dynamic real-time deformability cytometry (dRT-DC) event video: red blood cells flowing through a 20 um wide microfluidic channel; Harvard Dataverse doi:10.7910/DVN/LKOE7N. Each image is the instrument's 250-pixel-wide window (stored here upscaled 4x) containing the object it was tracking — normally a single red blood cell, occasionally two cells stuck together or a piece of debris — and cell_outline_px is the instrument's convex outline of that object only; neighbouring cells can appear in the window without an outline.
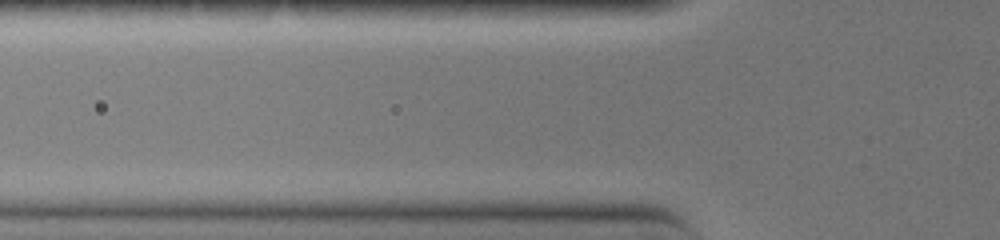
{"species": "common noctule bat (a hibernating species)", "species_latin": "Nyctalus noctula", "temperature_condition": "warm", "stored_images_in_passage": 4, "camera_frame_rate_fps": 3000, "um_per_image_px": 0.085, "animal": {"sex": "female", "body_mass_g": 19.0, "forearm_length_mm": 51.5}, "frame": {"image": 1, "passage_image": 3, "time_ms": 0.667, "image_size_px": [1000, 240], "cell_outline_px": [[636, 160], [624, 168], [564, 168], [488, 164], [488, 160], [500, 156], [556, 156]], "centroid_in_image_um": [47.66, 13.77], "position_along_channel_um": 78.1, "area_um2": 10.06}}